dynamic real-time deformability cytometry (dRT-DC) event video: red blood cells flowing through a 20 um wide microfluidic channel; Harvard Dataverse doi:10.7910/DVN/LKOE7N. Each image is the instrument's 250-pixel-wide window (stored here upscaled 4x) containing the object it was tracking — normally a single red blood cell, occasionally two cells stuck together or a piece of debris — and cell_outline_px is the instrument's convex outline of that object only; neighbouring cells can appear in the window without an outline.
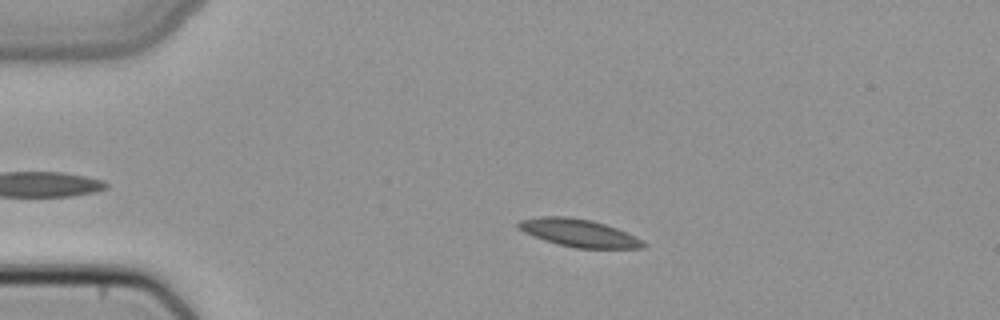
{"species": "common noctule bat (a hibernating species)", "species_latin": "Nyctalus noctula", "temperature_condition": "cold", "stored_images_in_passage": 50, "camera_frame_rate_fps": 3000, "um_per_image_px": 0.085, "animal": {"sex": "female", "body_mass_g": 22.7, "forearm_length_mm": 54.2}, "frame": {"image": 1, "passage_image": 11, "time_ms": 3.333, "image_size_px": [1000, 320], "cell_outline_px": [[648, 244], [644, 248], [576, 248], [544, 240], [532, 236], [516, 228], [516, 224], [520, 220], [540, 216], [568, 216], [592, 220], [616, 228], [636, 236]], "centroid_in_image_um": [49.19, 19.79], "position_along_channel_um": 35.8, "area_um2": 20.23}}
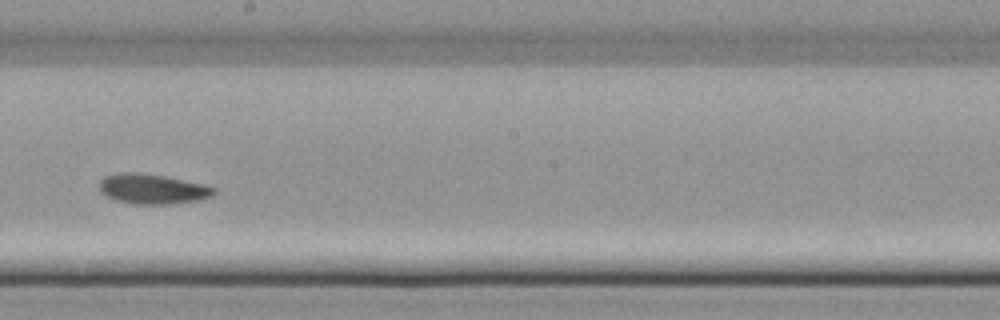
{"frame": {"image": 2, "passage_image": 29, "time_ms": 9.333, "image_size_px": [1000, 320], "cell_outline_px": [[216, 192], [212, 196], [200, 200], [172, 204], [132, 204], [116, 200], [100, 192], [100, 180], [104, 176], [120, 172], [140, 172], [164, 176], [204, 184], [216, 188]], "centroid_in_image_um": [12.97, 16.06], "position_along_channel_um": 235.2, "area_um2": 20.17}}
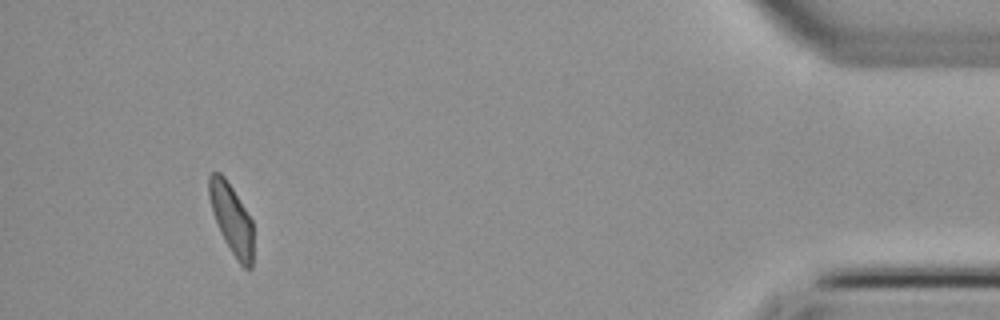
{"frame": {"image": 3, "passage_image": 47, "time_ms": 15.333, "image_size_px": [1000, 320], "cell_outline_px": [[252, 268], [244, 268], [236, 260], [224, 240], [220, 232], [212, 212], [208, 196], [208, 176], [212, 172], [220, 172], [224, 176], [232, 188], [252, 220]], "centroid_in_image_um": [19.65, 18.59], "position_along_channel_um": 415.5, "area_um2": 17.98}}